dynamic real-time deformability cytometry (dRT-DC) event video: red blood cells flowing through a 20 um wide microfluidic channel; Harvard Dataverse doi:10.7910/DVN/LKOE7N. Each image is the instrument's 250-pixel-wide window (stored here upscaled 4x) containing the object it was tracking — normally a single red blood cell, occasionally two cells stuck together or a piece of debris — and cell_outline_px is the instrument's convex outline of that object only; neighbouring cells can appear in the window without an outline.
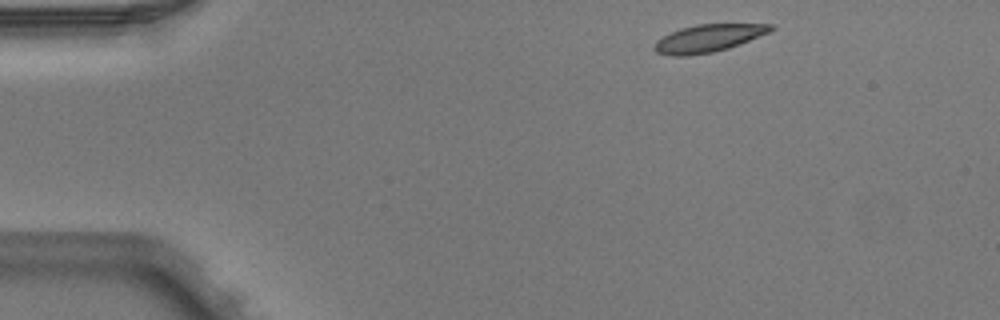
{"species": "Egyptian fruit bat (a non-hibernating species)", "species_latin": "Rousettus aegyptiacus", "temperature_condition": "warm", "stored_images_in_passage": 3, "camera_frame_rate_fps": 3000, "um_per_image_px": 0.085, "animal": {"sex": "male"}, "frame": {"image": 1, "passage_image": 1, "time_ms": 0.0, "image_size_px": [1000, 320], "cell_outline_px": [[776, 28], [768, 32], [740, 44], [728, 48], [712, 52], [684, 56], [668, 56], [656, 52], [652, 48], [656, 40], [680, 28], [696, 24], [776, 24]], "centroid_in_image_um": [60.18, 3.25], "position_along_channel_um": 24.8, "area_um2": 18.67}}
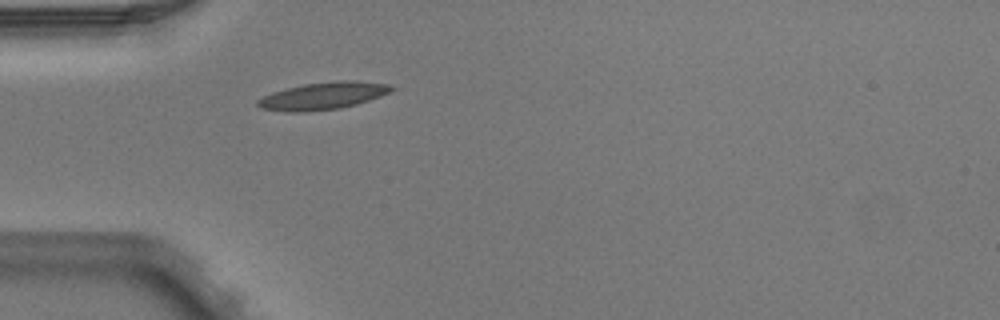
{"frame": {"image": 2, "passage_image": 3, "time_ms": 0.667, "image_size_px": [1000, 320], "cell_outline_px": [[396, 88], [380, 96], [356, 104], [340, 108], [308, 112], [288, 112], [260, 108], [256, 104], [256, 100], [272, 92], [304, 84], [336, 80], [356, 80], [388, 84]], "centroid_in_image_um": [27.44, 8.15], "position_along_channel_um": 57.6, "area_um2": 21.27}}